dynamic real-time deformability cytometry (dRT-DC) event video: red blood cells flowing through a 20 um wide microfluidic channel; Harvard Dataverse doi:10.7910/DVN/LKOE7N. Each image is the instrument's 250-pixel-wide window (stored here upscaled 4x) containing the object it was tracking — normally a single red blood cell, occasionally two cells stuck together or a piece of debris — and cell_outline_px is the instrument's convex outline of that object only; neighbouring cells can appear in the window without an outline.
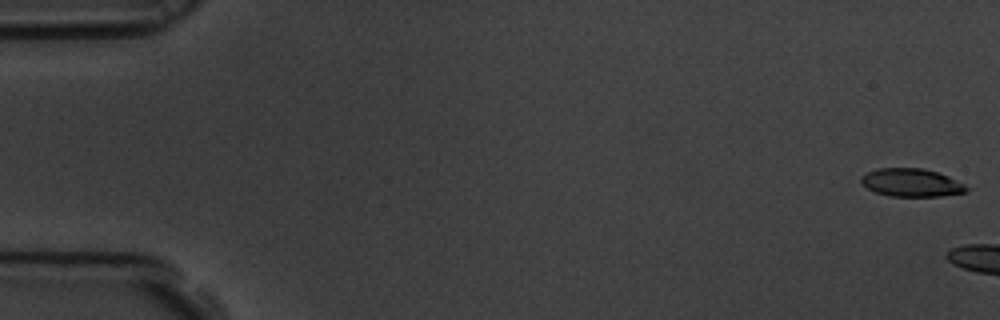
{"species": "common noctule bat (a hibernating species)", "species_latin": "Nyctalus noctula", "temperature_condition": "room temperature", "stored_images_in_passage": 8, "camera_frame_rate_fps": 3000, "um_per_image_px": 0.085, "animal": {"sex": "male", "body_mass_g": 19.5, "forearm_length_mm": 54.6}, "frame": {"image": 1, "passage_image": 1, "time_ms": 0.0, "image_size_px": [1000, 320], "cell_outline_px": [[968, 192], [940, 196], [888, 196], [876, 192], [860, 184], [860, 176], [868, 172], [880, 168], [920, 168], [936, 172], [948, 176], [964, 184], [968, 188]], "centroid_in_image_um": [77.45, 15.53], "position_along_channel_um": 7.6, "area_um2": 17.17}}